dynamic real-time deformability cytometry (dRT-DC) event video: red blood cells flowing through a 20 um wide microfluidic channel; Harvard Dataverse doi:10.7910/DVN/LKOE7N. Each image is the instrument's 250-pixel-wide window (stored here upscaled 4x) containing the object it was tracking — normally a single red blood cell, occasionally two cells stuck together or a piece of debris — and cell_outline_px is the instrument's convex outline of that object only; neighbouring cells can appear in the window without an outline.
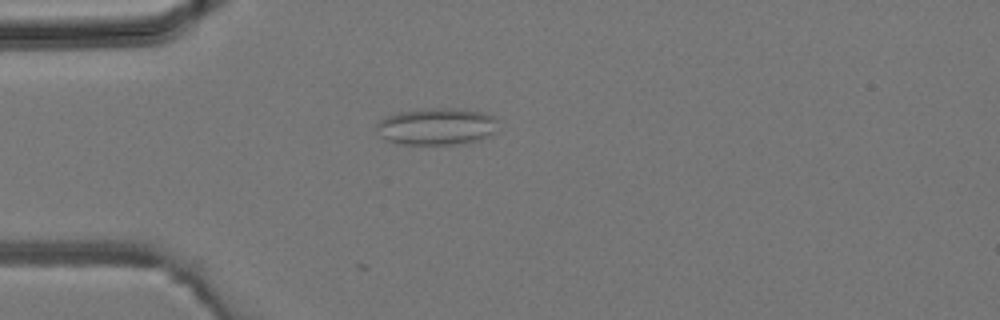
{"species": "common noctule bat (a hibernating species)", "species_latin": "Nyctalus noctula", "temperature_condition": "room temperature", "stored_images_in_passage": 38, "camera_frame_rate_fps": 3000, "um_per_image_px": 0.085, "animal": {"sex": "male", "body_mass_g": 19.2, "forearm_length_mm": 51.8}, "frame": {"image": 1, "passage_image": 12, "time_ms": 3.667, "image_size_px": [1000, 320], "cell_outline_px": [[496, 132], [488, 136], [476, 140], [456, 144], [404, 144], [388, 140], [380, 136], [376, 128], [376, 124], [380, 120], [388, 116], [400, 112], [432, 108], [436, 108], [484, 112], [496, 116]], "centroid_in_image_um": [37.12, 10.75], "position_along_channel_um": 47.9, "area_um2": 25.72}}
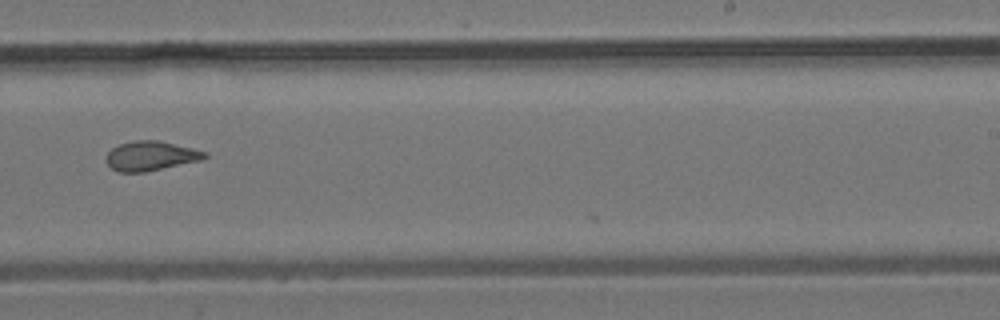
{"frame": {"image": 2, "passage_image": 27, "time_ms": 8.667, "image_size_px": [1000, 320], "cell_outline_px": [[208, 156], [200, 160], [144, 172], [120, 172], [112, 168], [104, 160], [104, 156], [112, 148], [120, 144], [132, 140], [160, 140], [208, 152]], "centroid_in_image_um": [12.78, 13.24], "position_along_channel_um": 276.2, "area_um2": 16.94}}
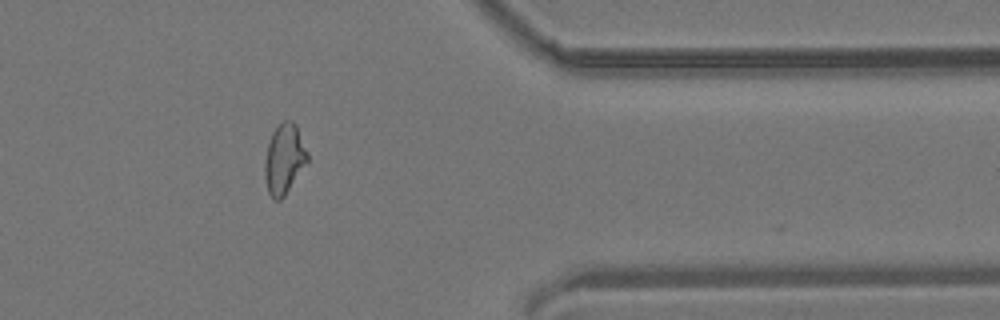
{"frame": {"image": 3, "passage_image": 35, "time_ms": 11.333, "image_size_px": [1000, 320], "cell_outline_px": [[308, 164], [284, 196], [280, 200], [272, 200], [268, 192], [264, 176], [264, 164], [268, 144], [272, 132], [284, 120], [292, 120], [296, 124], [308, 152]], "centroid_in_image_um": [24.17, 13.54], "position_along_channel_um": 387.2, "area_um2": 17.69}}